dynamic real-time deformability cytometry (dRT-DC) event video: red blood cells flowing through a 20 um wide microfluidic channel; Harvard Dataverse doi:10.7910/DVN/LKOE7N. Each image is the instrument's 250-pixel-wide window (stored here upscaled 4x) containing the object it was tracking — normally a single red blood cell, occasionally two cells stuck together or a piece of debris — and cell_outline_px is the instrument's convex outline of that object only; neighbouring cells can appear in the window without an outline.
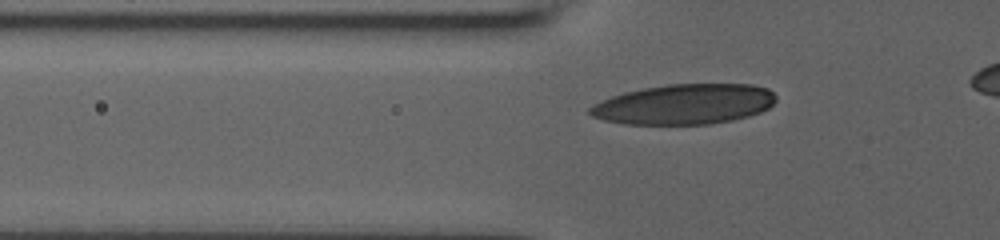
{"species": "human", "species_latin": "Homo sapiens", "temperature_condition": "room temperature", "stored_images_in_passage": 45, "camera_frame_rate_fps": 3000, "um_per_image_px": 0.085, "donor": {"sex": "male"}, "frame": {"image": 1, "passage_image": 17, "time_ms": 4.0, "image_size_px": [1000, 240], "cell_outline_px": [[776, 100], [768, 108], [760, 112], [748, 116], [732, 120], [708, 124], [624, 124], [604, 120], [592, 116], [588, 112], [588, 108], [592, 104], [612, 96], [624, 92], [644, 88], [668, 84], [752, 84], [768, 88], [776, 96]], "centroid_in_image_um": [58.16, 8.85], "position_along_channel_um": 67.6, "area_um2": 43.64}}
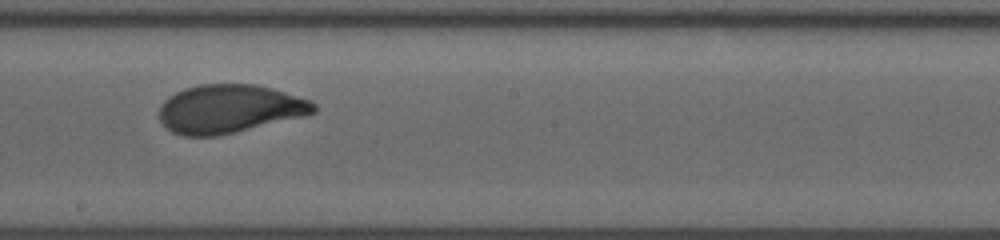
{"frame": {"image": 2, "passage_image": 33, "time_ms": 8.333, "image_size_px": [1000, 240], "cell_outline_px": [[316, 112], [308, 116], [236, 132], [216, 136], [184, 136], [172, 132], [160, 120], [160, 104], [168, 96], [184, 88], [200, 84], [256, 84], [272, 88], [308, 100], [316, 104]], "centroid_in_image_um": [19.51, 9.26], "position_along_channel_um": 228.7, "area_um2": 43.81}}
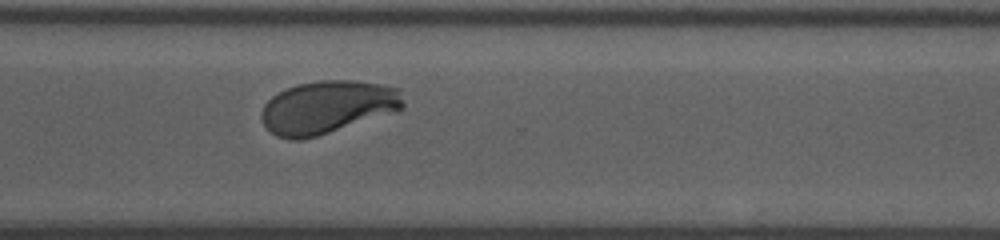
{"frame": {"image": 3, "passage_image": 45, "time_ms": 11.333, "image_size_px": [1000, 240], "cell_outline_px": [[404, 108], [396, 112], [316, 136], [300, 140], [288, 140], [276, 136], [264, 124], [260, 116], [260, 112], [264, 104], [272, 96], [296, 84], [320, 80], [356, 80], [380, 84], [400, 88], [404, 104]], "centroid_in_image_um": [27.85, 9.1], "position_along_channel_um": 342.8, "area_um2": 43.87}}